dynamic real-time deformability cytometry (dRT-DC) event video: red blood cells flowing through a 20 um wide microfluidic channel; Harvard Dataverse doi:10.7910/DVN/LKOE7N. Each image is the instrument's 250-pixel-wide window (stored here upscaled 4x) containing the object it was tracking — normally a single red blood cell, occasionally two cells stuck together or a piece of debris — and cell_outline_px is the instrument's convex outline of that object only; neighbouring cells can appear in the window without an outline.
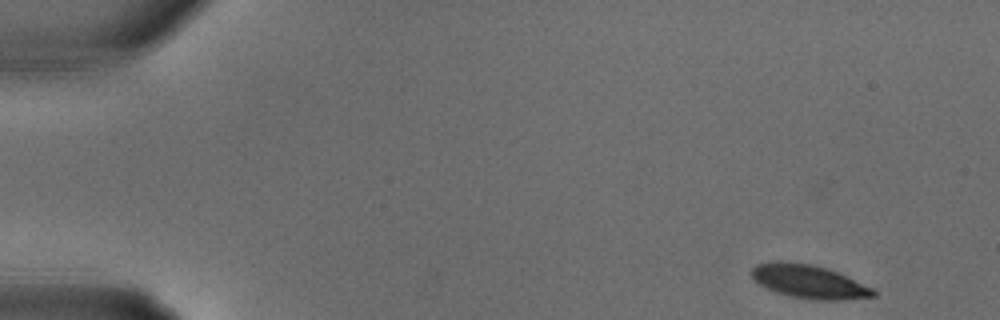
{"species": "common noctule bat (a hibernating species)", "species_latin": "Nyctalus noctula", "temperature_condition": "warm", "stored_images_in_passage": 9, "camera_frame_rate_fps": 3000, "um_per_image_px": 0.085, "animal": {"sex": "male", "body_mass_g": 18.8}, "frame": {"image": 1, "passage_image": 1, "time_ms": 0.0, "image_size_px": [1000, 320], "cell_outline_px": [[876, 296], [840, 300], [812, 300], [792, 296], [776, 292], [760, 284], [748, 272], [756, 264], [768, 260], [776, 260], [812, 264], [836, 272], [872, 288], [876, 292]], "centroid_in_image_um": [68.7, 23.92], "position_along_channel_um": 16.3, "area_um2": 23.58}}